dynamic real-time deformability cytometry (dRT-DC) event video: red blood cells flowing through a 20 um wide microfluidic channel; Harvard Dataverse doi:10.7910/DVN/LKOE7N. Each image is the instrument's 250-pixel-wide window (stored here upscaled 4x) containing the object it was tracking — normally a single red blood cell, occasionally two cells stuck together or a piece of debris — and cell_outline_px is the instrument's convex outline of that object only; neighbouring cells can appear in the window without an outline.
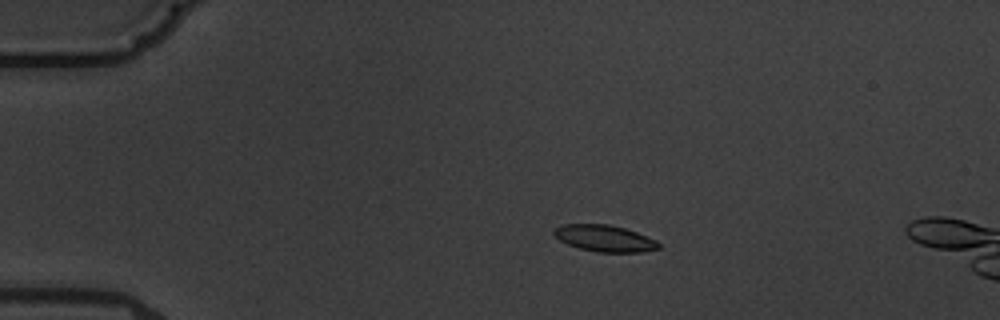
{"species": "common noctule bat (a hibernating species)", "species_latin": "Nyctalus noctula", "temperature_condition": "warm", "stored_images_in_passage": 6, "camera_frame_rate_fps": 3000, "um_per_image_px": 0.085, "animal": {"sex": "male", "body_mass_g": 19.5, "forearm_length_mm": 54.6}, "frame": {"image": 1, "passage_image": 4, "time_ms": 3.667, "image_size_px": [1000, 320], "cell_outline_px": [[660, 248], [640, 252], [596, 252], [580, 248], [568, 244], [552, 236], [552, 232], [556, 228], [564, 224], [608, 224], [624, 228], [636, 232], [656, 240], [660, 244]], "centroid_in_image_um": [51.37, 20.26], "position_along_channel_um": 33.6, "area_um2": 16.13}}